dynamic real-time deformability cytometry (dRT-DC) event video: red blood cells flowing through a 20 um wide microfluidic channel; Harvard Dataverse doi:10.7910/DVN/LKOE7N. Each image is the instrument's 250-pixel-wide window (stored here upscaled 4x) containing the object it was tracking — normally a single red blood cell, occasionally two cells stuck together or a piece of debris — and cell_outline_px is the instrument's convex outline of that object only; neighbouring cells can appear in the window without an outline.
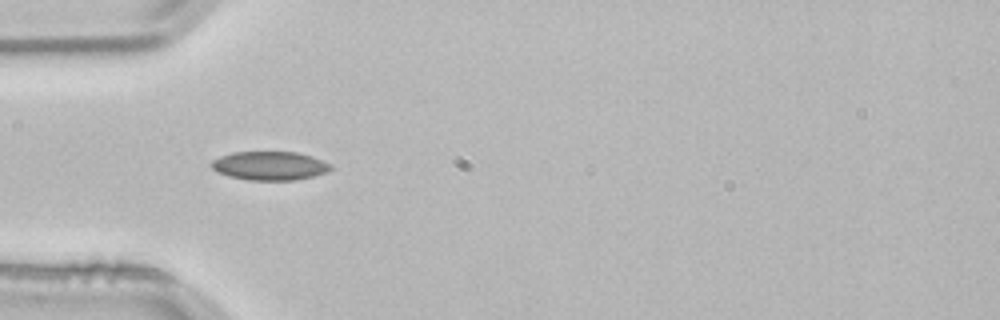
{"species": "common noctule bat (a hibernating species)", "species_latin": "Nyctalus noctula", "temperature_condition": "room temperature", "stored_images_in_passage": 1, "camera_frame_rate_fps": 3000, "um_per_image_px": 0.085, "animal": {"sex": "male", "body_mass_g": 21.5, "forearm_length_mm": 52.0}, "frame": {"image": 1, "passage_image": 1, "time_ms": 0.0, "image_size_px": [1000, 320], "cell_outline_px": [[332, 168], [328, 172], [296, 180], [248, 180], [228, 176], [216, 172], [212, 168], [212, 160], [220, 156], [232, 152], [296, 152], [312, 156], [332, 164]], "centroid_in_image_um": [22.93, 14.09], "position_along_channel_um": 62.1, "area_um2": 20.06}}